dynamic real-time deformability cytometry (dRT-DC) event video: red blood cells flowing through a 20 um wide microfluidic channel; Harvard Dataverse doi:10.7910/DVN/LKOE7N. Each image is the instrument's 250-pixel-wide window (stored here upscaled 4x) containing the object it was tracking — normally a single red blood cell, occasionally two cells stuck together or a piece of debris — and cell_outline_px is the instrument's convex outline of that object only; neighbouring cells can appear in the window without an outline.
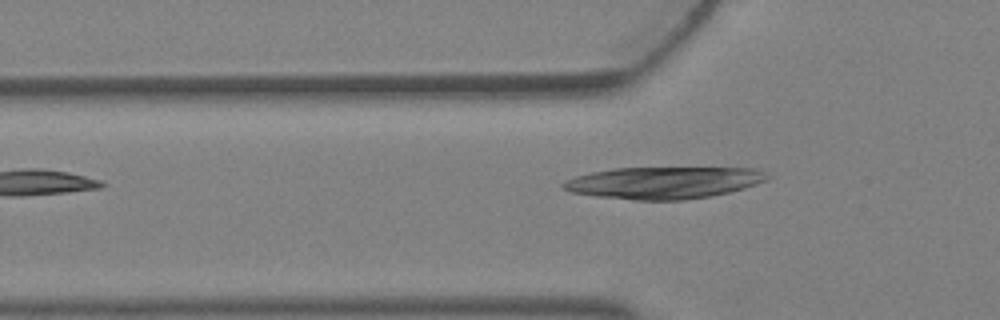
{"species": "Egyptian fruit bat (a non-hibernating species)", "species_latin": "Rousettus aegyptiacus", "temperature_condition": "warm", "stored_images_in_passage": 4, "segment_of_instrument_passage": [2, 2], "camera_frame_rate_fps": 3000, "um_per_image_px": 0.085, "animal": {"sex": "female"}, "frame": {"image": 1, "passage_image": 4, "time_ms": 1.0, "image_size_px": [1000, 320], "cell_outline_px": [[772, 176], [768, 180], [744, 188], [712, 196], [684, 200], [632, 200], [596, 196], [572, 192], [560, 188], [560, 184], [576, 176], [592, 172], [612, 168], [752, 168], [764, 172]], "centroid_in_image_um": [56.42, 15.53], "position_along_channel_um": 69.4, "area_um2": 38.03}}